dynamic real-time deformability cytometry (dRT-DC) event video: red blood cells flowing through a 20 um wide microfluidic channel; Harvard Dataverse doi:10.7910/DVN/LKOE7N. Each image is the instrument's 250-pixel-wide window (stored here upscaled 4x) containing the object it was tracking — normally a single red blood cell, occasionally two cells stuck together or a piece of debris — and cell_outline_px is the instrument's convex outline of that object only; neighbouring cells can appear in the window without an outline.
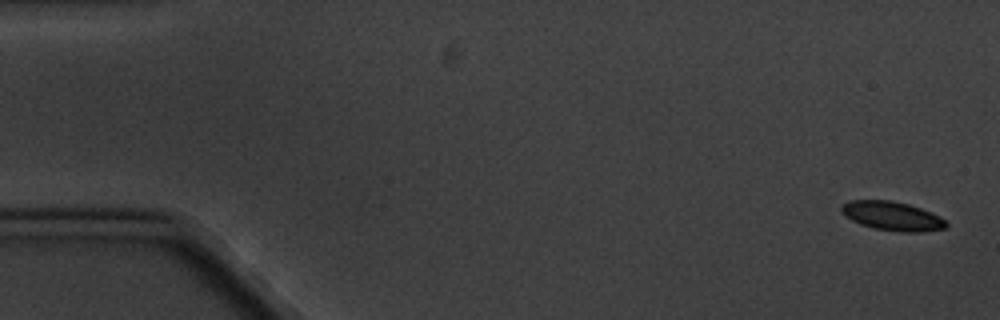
{"species": "common noctule bat (a hibernating species)", "species_latin": "Nyctalus noctula", "temperature_condition": "cold", "stored_images_in_passage": 8, "camera_frame_rate_fps": 3000, "um_per_image_px": 0.085, "animal": {"sex": "male", "body_mass_g": 20.1, "forearm_length_mm": 53.5}, "frame": {"image": 1, "passage_image": 1, "time_ms": 0.0, "image_size_px": [1000, 320], "cell_outline_px": [[948, 224], [944, 228], [924, 232], [900, 232], [872, 228], [860, 224], [844, 216], [840, 212], [840, 208], [848, 200], [892, 200], [908, 204], [932, 212], [940, 216]], "centroid_in_image_um": [75.82, 18.36], "position_along_channel_um": 9.2, "area_um2": 17.86}}
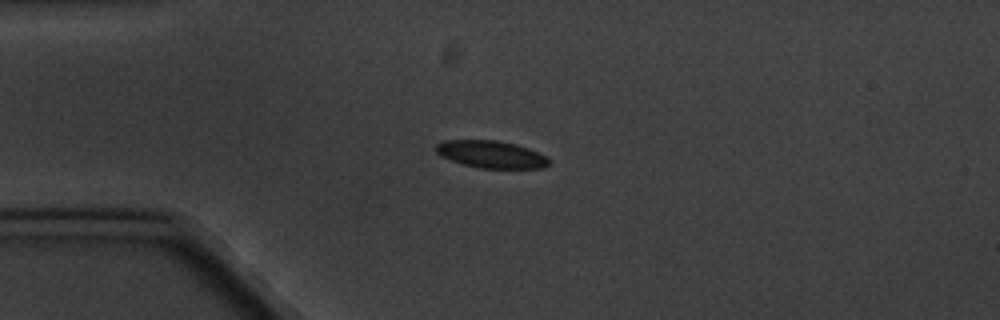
{"frame": {"image": 2, "passage_image": 4, "time_ms": 4.333, "image_size_px": [1000, 320], "cell_outline_px": [[552, 160], [544, 168], [480, 168], [464, 164], [440, 156], [436, 152], [436, 144], [444, 140], [496, 140], [516, 144], [528, 148]], "centroid_in_image_um": [41.74, 13.11], "position_along_channel_um": 43.3, "area_um2": 17.86}}